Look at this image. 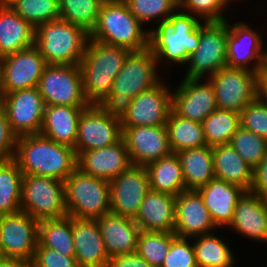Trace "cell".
Segmentation results:
<instances>
[{
	"label": "cell",
	"mask_w": 267,
	"mask_h": 267,
	"mask_svg": "<svg viewBox=\"0 0 267 267\" xmlns=\"http://www.w3.org/2000/svg\"><path fill=\"white\" fill-rule=\"evenodd\" d=\"M13 159L23 174L47 176L64 181L76 168L73 147L41 135L17 137Z\"/></svg>",
	"instance_id": "obj_1"
},
{
	"label": "cell",
	"mask_w": 267,
	"mask_h": 267,
	"mask_svg": "<svg viewBox=\"0 0 267 267\" xmlns=\"http://www.w3.org/2000/svg\"><path fill=\"white\" fill-rule=\"evenodd\" d=\"M157 65L149 48L131 51L113 81L110 94L99 105L112 117L122 120L132 99L160 81L156 73Z\"/></svg>",
	"instance_id": "obj_2"
},
{
	"label": "cell",
	"mask_w": 267,
	"mask_h": 267,
	"mask_svg": "<svg viewBox=\"0 0 267 267\" xmlns=\"http://www.w3.org/2000/svg\"><path fill=\"white\" fill-rule=\"evenodd\" d=\"M130 52L128 48L89 38L79 63L83 93L89 104H100L110 94L113 81Z\"/></svg>",
	"instance_id": "obj_3"
},
{
	"label": "cell",
	"mask_w": 267,
	"mask_h": 267,
	"mask_svg": "<svg viewBox=\"0 0 267 267\" xmlns=\"http://www.w3.org/2000/svg\"><path fill=\"white\" fill-rule=\"evenodd\" d=\"M193 14L175 12L167 20L159 22L156 28L149 31L148 48L156 62L166 61L186 64L189 55L199 47V25Z\"/></svg>",
	"instance_id": "obj_4"
},
{
	"label": "cell",
	"mask_w": 267,
	"mask_h": 267,
	"mask_svg": "<svg viewBox=\"0 0 267 267\" xmlns=\"http://www.w3.org/2000/svg\"><path fill=\"white\" fill-rule=\"evenodd\" d=\"M89 38L81 26L59 18L36 28L34 45L46 64L79 65Z\"/></svg>",
	"instance_id": "obj_5"
},
{
	"label": "cell",
	"mask_w": 267,
	"mask_h": 267,
	"mask_svg": "<svg viewBox=\"0 0 267 267\" xmlns=\"http://www.w3.org/2000/svg\"><path fill=\"white\" fill-rule=\"evenodd\" d=\"M142 25L123 0H105L90 39L142 51L148 48L149 35Z\"/></svg>",
	"instance_id": "obj_6"
},
{
	"label": "cell",
	"mask_w": 267,
	"mask_h": 267,
	"mask_svg": "<svg viewBox=\"0 0 267 267\" xmlns=\"http://www.w3.org/2000/svg\"><path fill=\"white\" fill-rule=\"evenodd\" d=\"M67 216L97 219L110 212V182L76 168L65 180Z\"/></svg>",
	"instance_id": "obj_7"
},
{
	"label": "cell",
	"mask_w": 267,
	"mask_h": 267,
	"mask_svg": "<svg viewBox=\"0 0 267 267\" xmlns=\"http://www.w3.org/2000/svg\"><path fill=\"white\" fill-rule=\"evenodd\" d=\"M21 211L37 221L67 216L64 181L23 174Z\"/></svg>",
	"instance_id": "obj_8"
},
{
	"label": "cell",
	"mask_w": 267,
	"mask_h": 267,
	"mask_svg": "<svg viewBox=\"0 0 267 267\" xmlns=\"http://www.w3.org/2000/svg\"><path fill=\"white\" fill-rule=\"evenodd\" d=\"M227 20L207 21L199 25V47L189 55L185 78L202 79L212 76L227 63Z\"/></svg>",
	"instance_id": "obj_9"
},
{
	"label": "cell",
	"mask_w": 267,
	"mask_h": 267,
	"mask_svg": "<svg viewBox=\"0 0 267 267\" xmlns=\"http://www.w3.org/2000/svg\"><path fill=\"white\" fill-rule=\"evenodd\" d=\"M45 105L89 106L79 65L47 64L38 83Z\"/></svg>",
	"instance_id": "obj_10"
},
{
	"label": "cell",
	"mask_w": 267,
	"mask_h": 267,
	"mask_svg": "<svg viewBox=\"0 0 267 267\" xmlns=\"http://www.w3.org/2000/svg\"><path fill=\"white\" fill-rule=\"evenodd\" d=\"M208 79L212 83L218 109L240 114L257 97V72L225 66Z\"/></svg>",
	"instance_id": "obj_11"
},
{
	"label": "cell",
	"mask_w": 267,
	"mask_h": 267,
	"mask_svg": "<svg viewBox=\"0 0 267 267\" xmlns=\"http://www.w3.org/2000/svg\"><path fill=\"white\" fill-rule=\"evenodd\" d=\"M39 221L25 212L0 216L2 258L32 261L38 245Z\"/></svg>",
	"instance_id": "obj_12"
},
{
	"label": "cell",
	"mask_w": 267,
	"mask_h": 267,
	"mask_svg": "<svg viewBox=\"0 0 267 267\" xmlns=\"http://www.w3.org/2000/svg\"><path fill=\"white\" fill-rule=\"evenodd\" d=\"M0 106L6 112L10 128L17 137L39 134L45 103L38 87L3 94Z\"/></svg>",
	"instance_id": "obj_13"
},
{
	"label": "cell",
	"mask_w": 267,
	"mask_h": 267,
	"mask_svg": "<svg viewBox=\"0 0 267 267\" xmlns=\"http://www.w3.org/2000/svg\"><path fill=\"white\" fill-rule=\"evenodd\" d=\"M121 138V120L112 117L99 104H90L79 117L75 154L113 145Z\"/></svg>",
	"instance_id": "obj_14"
},
{
	"label": "cell",
	"mask_w": 267,
	"mask_h": 267,
	"mask_svg": "<svg viewBox=\"0 0 267 267\" xmlns=\"http://www.w3.org/2000/svg\"><path fill=\"white\" fill-rule=\"evenodd\" d=\"M149 190L146 167L131 165L110 181V212L134 219Z\"/></svg>",
	"instance_id": "obj_15"
},
{
	"label": "cell",
	"mask_w": 267,
	"mask_h": 267,
	"mask_svg": "<svg viewBox=\"0 0 267 267\" xmlns=\"http://www.w3.org/2000/svg\"><path fill=\"white\" fill-rule=\"evenodd\" d=\"M172 107V93L160 80L132 99L121 127L166 125Z\"/></svg>",
	"instance_id": "obj_16"
},
{
	"label": "cell",
	"mask_w": 267,
	"mask_h": 267,
	"mask_svg": "<svg viewBox=\"0 0 267 267\" xmlns=\"http://www.w3.org/2000/svg\"><path fill=\"white\" fill-rule=\"evenodd\" d=\"M228 26L227 63L230 68L246 69L258 74L267 67V51H263L260 34L246 23ZM263 51V52H262ZM250 64L249 62H253ZM250 64V67L247 65ZM252 65V66H251Z\"/></svg>",
	"instance_id": "obj_17"
},
{
	"label": "cell",
	"mask_w": 267,
	"mask_h": 267,
	"mask_svg": "<svg viewBox=\"0 0 267 267\" xmlns=\"http://www.w3.org/2000/svg\"><path fill=\"white\" fill-rule=\"evenodd\" d=\"M121 128L131 165L146 166L172 153L166 125Z\"/></svg>",
	"instance_id": "obj_18"
},
{
	"label": "cell",
	"mask_w": 267,
	"mask_h": 267,
	"mask_svg": "<svg viewBox=\"0 0 267 267\" xmlns=\"http://www.w3.org/2000/svg\"><path fill=\"white\" fill-rule=\"evenodd\" d=\"M46 65L35 45L3 57V94L37 87Z\"/></svg>",
	"instance_id": "obj_19"
},
{
	"label": "cell",
	"mask_w": 267,
	"mask_h": 267,
	"mask_svg": "<svg viewBox=\"0 0 267 267\" xmlns=\"http://www.w3.org/2000/svg\"><path fill=\"white\" fill-rule=\"evenodd\" d=\"M173 92L171 110L182 118L202 123L217 109L214 89L209 79L202 83L201 79L184 78Z\"/></svg>",
	"instance_id": "obj_20"
},
{
	"label": "cell",
	"mask_w": 267,
	"mask_h": 267,
	"mask_svg": "<svg viewBox=\"0 0 267 267\" xmlns=\"http://www.w3.org/2000/svg\"><path fill=\"white\" fill-rule=\"evenodd\" d=\"M216 227L197 190H184L176 196L174 233L178 237L195 238Z\"/></svg>",
	"instance_id": "obj_21"
},
{
	"label": "cell",
	"mask_w": 267,
	"mask_h": 267,
	"mask_svg": "<svg viewBox=\"0 0 267 267\" xmlns=\"http://www.w3.org/2000/svg\"><path fill=\"white\" fill-rule=\"evenodd\" d=\"M131 166L123 138L113 145L81 152L77 156V168L82 172L111 181Z\"/></svg>",
	"instance_id": "obj_22"
},
{
	"label": "cell",
	"mask_w": 267,
	"mask_h": 267,
	"mask_svg": "<svg viewBox=\"0 0 267 267\" xmlns=\"http://www.w3.org/2000/svg\"><path fill=\"white\" fill-rule=\"evenodd\" d=\"M72 237L79 267H107L109 256L97 219L72 217Z\"/></svg>",
	"instance_id": "obj_23"
},
{
	"label": "cell",
	"mask_w": 267,
	"mask_h": 267,
	"mask_svg": "<svg viewBox=\"0 0 267 267\" xmlns=\"http://www.w3.org/2000/svg\"><path fill=\"white\" fill-rule=\"evenodd\" d=\"M229 226L239 234L267 243V199L246 191L237 202Z\"/></svg>",
	"instance_id": "obj_24"
},
{
	"label": "cell",
	"mask_w": 267,
	"mask_h": 267,
	"mask_svg": "<svg viewBox=\"0 0 267 267\" xmlns=\"http://www.w3.org/2000/svg\"><path fill=\"white\" fill-rule=\"evenodd\" d=\"M97 223L109 258L137 251L141 229L133 218L109 212L97 218Z\"/></svg>",
	"instance_id": "obj_25"
},
{
	"label": "cell",
	"mask_w": 267,
	"mask_h": 267,
	"mask_svg": "<svg viewBox=\"0 0 267 267\" xmlns=\"http://www.w3.org/2000/svg\"><path fill=\"white\" fill-rule=\"evenodd\" d=\"M176 196L150 189L134 221L141 231L174 232Z\"/></svg>",
	"instance_id": "obj_26"
},
{
	"label": "cell",
	"mask_w": 267,
	"mask_h": 267,
	"mask_svg": "<svg viewBox=\"0 0 267 267\" xmlns=\"http://www.w3.org/2000/svg\"><path fill=\"white\" fill-rule=\"evenodd\" d=\"M197 191L210 212L213 223L218 228L229 225L238 200L246 192L245 189L238 185L216 178L197 189Z\"/></svg>",
	"instance_id": "obj_27"
},
{
	"label": "cell",
	"mask_w": 267,
	"mask_h": 267,
	"mask_svg": "<svg viewBox=\"0 0 267 267\" xmlns=\"http://www.w3.org/2000/svg\"><path fill=\"white\" fill-rule=\"evenodd\" d=\"M88 106L45 105L39 134L54 142L75 147L79 117Z\"/></svg>",
	"instance_id": "obj_28"
},
{
	"label": "cell",
	"mask_w": 267,
	"mask_h": 267,
	"mask_svg": "<svg viewBox=\"0 0 267 267\" xmlns=\"http://www.w3.org/2000/svg\"><path fill=\"white\" fill-rule=\"evenodd\" d=\"M35 30L11 6H0V56L5 57L33 46Z\"/></svg>",
	"instance_id": "obj_29"
},
{
	"label": "cell",
	"mask_w": 267,
	"mask_h": 267,
	"mask_svg": "<svg viewBox=\"0 0 267 267\" xmlns=\"http://www.w3.org/2000/svg\"><path fill=\"white\" fill-rule=\"evenodd\" d=\"M215 178L238 185L250 191L253 167L250 166L230 145L212 147Z\"/></svg>",
	"instance_id": "obj_30"
},
{
	"label": "cell",
	"mask_w": 267,
	"mask_h": 267,
	"mask_svg": "<svg viewBox=\"0 0 267 267\" xmlns=\"http://www.w3.org/2000/svg\"><path fill=\"white\" fill-rule=\"evenodd\" d=\"M186 190H197L215 178L212 147L206 145L177 152Z\"/></svg>",
	"instance_id": "obj_31"
},
{
	"label": "cell",
	"mask_w": 267,
	"mask_h": 267,
	"mask_svg": "<svg viewBox=\"0 0 267 267\" xmlns=\"http://www.w3.org/2000/svg\"><path fill=\"white\" fill-rule=\"evenodd\" d=\"M150 189L177 196L186 190L181 162L177 153H171L147 164Z\"/></svg>",
	"instance_id": "obj_32"
},
{
	"label": "cell",
	"mask_w": 267,
	"mask_h": 267,
	"mask_svg": "<svg viewBox=\"0 0 267 267\" xmlns=\"http://www.w3.org/2000/svg\"><path fill=\"white\" fill-rule=\"evenodd\" d=\"M166 128L170 148L173 153L207 145L202 123L182 118L172 110L169 113Z\"/></svg>",
	"instance_id": "obj_33"
},
{
	"label": "cell",
	"mask_w": 267,
	"mask_h": 267,
	"mask_svg": "<svg viewBox=\"0 0 267 267\" xmlns=\"http://www.w3.org/2000/svg\"><path fill=\"white\" fill-rule=\"evenodd\" d=\"M22 177L14 159L0 162V216L21 211Z\"/></svg>",
	"instance_id": "obj_34"
},
{
	"label": "cell",
	"mask_w": 267,
	"mask_h": 267,
	"mask_svg": "<svg viewBox=\"0 0 267 267\" xmlns=\"http://www.w3.org/2000/svg\"><path fill=\"white\" fill-rule=\"evenodd\" d=\"M38 242L43 247L57 250L66 256H74L72 217L39 221Z\"/></svg>",
	"instance_id": "obj_35"
},
{
	"label": "cell",
	"mask_w": 267,
	"mask_h": 267,
	"mask_svg": "<svg viewBox=\"0 0 267 267\" xmlns=\"http://www.w3.org/2000/svg\"><path fill=\"white\" fill-rule=\"evenodd\" d=\"M202 125L208 146L226 145L241 126L240 114L217 108L203 120Z\"/></svg>",
	"instance_id": "obj_36"
},
{
	"label": "cell",
	"mask_w": 267,
	"mask_h": 267,
	"mask_svg": "<svg viewBox=\"0 0 267 267\" xmlns=\"http://www.w3.org/2000/svg\"><path fill=\"white\" fill-rule=\"evenodd\" d=\"M193 243L198 267H232L234 256L227 243L217 236L205 234L197 236Z\"/></svg>",
	"instance_id": "obj_37"
},
{
	"label": "cell",
	"mask_w": 267,
	"mask_h": 267,
	"mask_svg": "<svg viewBox=\"0 0 267 267\" xmlns=\"http://www.w3.org/2000/svg\"><path fill=\"white\" fill-rule=\"evenodd\" d=\"M105 0H59L60 19L81 26L89 34L95 28Z\"/></svg>",
	"instance_id": "obj_38"
},
{
	"label": "cell",
	"mask_w": 267,
	"mask_h": 267,
	"mask_svg": "<svg viewBox=\"0 0 267 267\" xmlns=\"http://www.w3.org/2000/svg\"><path fill=\"white\" fill-rule=\"evenodd\" d=\"M176 236L174 232L141 231L136 252L152 267H161Z\"/></svg>",
	"instance_id": "obj_39"
},
{
	"label": "cell",
	"mask_w": 267,
	"mask_h": 267,
	"mask_svg": "<svg viewBox=\"0 0 267 267\" xmlns=\"http://www.w3.org/2000/svg\"><path fill=\"white\" fill-rule=\"evenodd\" d=\"M11 7L35 28L60 18L59 0H17Z\"/></svg>",
	"instance_id": "obj_40"
},
{
	"label": "cell",
	"mask_w": 267,
	"mask_h": 267,
	"mask_svg": "<svg viewBox=\"0 0 267 267\" xmlns=\"http://www.w3.org/2000/svg\"><path fill=\"white\" fill-rule=\"evenodd\" d=\"M229 144L253 168L261 162L267 152V139L241 126L233 134Z\"/></svg>",
	"instance_id": "obj_41"
},
{
	"label": "cell",
	"mask_w": 267,
	"mask_h": 267,
	"mask_svg": "<svg viewBox=\"0 0 267 267\" xmlns=\"http://www.w3.org/2000/svg\"><path fill=\"white\" fill-rule=\"evenodd\" d=\"M129 11L142 23L167 20L179 8V0H123Z\"/></svg>",
	"instance_id": "obj_42"
},
{
	"label": "cell",
	"mask_w": 267,
	"mask_h": 267,
	"mask_svg": "<svg viewBox=\"0 0 267 267\" xmlns=\"http://www.w3.org/2000/svg\"><path fill=\"white\" fill-rule=\"evenodd\" d=\"M241 127L267 139V106L258 97L240 113Z\"/></svg>",
	"instance_id": "obj_43"
},
{
	"label": "cell",
	"mask_w": 267,
	"mask_h": 267,
	"mask_svg": "<svg viewBox=\"0 0 267 267\" xmlns=\"http://www.w3.org/2000/svg\"><path fill=\"white\" fill-rule=\"evenodd\" d=\"M161 267H198L193 244L187 238L176 236Z\"/></svg>",
	"instance_id": "obj_44"
},
{
	"label": "cell",
	"mask_w": 267,
	"mask_h": 267,
	"mask_svg": "<svg viewBox=\"0 0 267 267\" xmlns=\"http://www.w3.org/2000/svg\"><path fill=\"white\" fill-rule=\"evenodd\" d=\"M179 8L185 9L186 13H194L207 21H224L226 18L221 13L225 9L218 0H179ZM190 11V12H189ZM223 15V16H222Z\"/></svg>",
	"instance_id": "obj_45"
},
{
	"label": "cell",
	"mask_w": 267,
	"mask_h": 267,
	"mask_svg": "<svg viewBox=\"0 0 267 267\" xmlns=\"http://www.w3.org/2000/svg\"><path fill=\"white\" fill-rule=\"evenodd\" d=\"M30 267H79L74 256H66L57 250L43 247L39 242Z\"/></svg>",
	"instance_id": "obj_46"
},
{
	"label": "cell",
	"mask_w": 267,
	"mask_h": 267,
	"mask_svg": "<svg viewBox=\"0 0 267 267\" xmlns=\"http://www.w3.org/2000/svg\"><path fill=\"white\" fill-rule=\"evenodd\" d=\"M17 136L13 133L6 112L0 106V162L13 159Z\"/></svg>",
	"instance_id": "obj_47"
},
{
	"label": "cell",
	"mask_w": 267,
	"mask_h": 267,
	"mask_svg": "<svg viewBox=\"0 0 267 267\" xmlns=\"http://www.w3.org/2000/svg\"><path fill=\"white\" fill-rule=\"evenodd\" d=\"M250 192L267 199V152L261 162L253 168Z\"/></svg>",
	"instance_id": "obj_48"
},
{
	"label": "cell",
	"mask_w": 267,
	"mask_h": 267,
	"mask_svg": "<svg viewBox=\"0 0 267 267\" xmlns=\"http://www.w3.org/2000/svg\"><path fill=\"white\" fill-rule=\"evenodd\" d=\"M107 267H152L137 252L115 255L108 260Z\"/></svg>",
	"instance_id": "obj_49"
},
{
	"label": "cell",
	"mask_w": 267,
	"mask_h": 267,
	"mask_svg": "<svg viewBox=\"0 0 267 267\" xmlns=\"http://www.w3.org/2000/svg\"><path fill=\"white\" fill-rule=\"evenodd\" d=\"M257 97L267 106V67L258 74Z\"/></svg>",
	"instance_id": "obj_50"
},
{
	"label": "cell",
	"mask_w": 267,
	"mask_h": 267,
	"mask_svg": "<svg viewBox=\"0 0 267 267\" xmlns=\"http://www.w3.org/2000/svg\"><path fill=\"white\" fill-rule=\"evenodd\" d=\"M0 267H30V263L24 260H20V259H11V258L1 257Z\"/></svg>",
	"instance_id": "obj_51"
},
{
	"label": "cell",
	"mask_w": 267,
	"mask_h": 267,
	"mask_svg": "<svg viewBox=\"0 0 267 267\" xmlns=\"http://www.w3.org/2000/svg\"><path fill=\"white\" fill-rule=\"evenodd\" d=\"M2 66H3V57L0 56V98L3 96Z\"/></svg>",
	"instance_id": "obj_52"
},
{
	"label": "cell",
	"mask_w": 267,
	"mask_h": 267,
	"mask_svg": "<svg viewBox=\"0 0 267 267\" xmlns=\"http://www.w3.org/2000/svg\"><path fill=\"white\" fill-rule=\"evenodd\" d=\"M17 0H0V6H11Z\"/></svg>",
	"instance_id": "obj_53"
},
{
	"label": "cell",
	"mask_w": 267,
	"mask_h": 267,
	"mask_svg": "<svg viewBox=\"0 0 267 267\" xmlns=\"http://www.w3.org/2000/svg\"><path fill=\"white\" fill-rule=\"evenodd\" d=\"M229 1L231 2V0H218V2L220 3V5L225 9L227 7V5L229 4ZM234 1V0H233Z\"/></svg>",
	"instance_id": "obj_54"
}]
</instances>
